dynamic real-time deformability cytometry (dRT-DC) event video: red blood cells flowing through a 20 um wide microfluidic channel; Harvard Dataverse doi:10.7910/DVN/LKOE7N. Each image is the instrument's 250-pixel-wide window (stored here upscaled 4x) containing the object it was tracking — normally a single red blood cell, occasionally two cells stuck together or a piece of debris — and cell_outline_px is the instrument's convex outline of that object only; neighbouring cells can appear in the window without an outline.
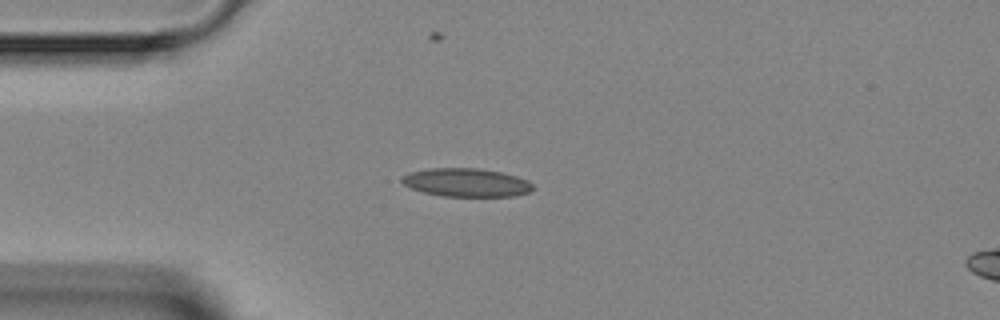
{"species": "Egyptian fruit bat (a non-hibernating species)", "species_latin": "Rousettus aegyptiacus", "temperature_condition": "room temperature", "stored_images_in_passage": 5, "camera_frame_rate_fps": 3000, "um_per_image_px": 0.085, "animal": {"sex": "female"}, "frame": {"image": 1, "passage_image": 3, "time_ms": 2.667, "image_size_px": [1000, 320], "cell_outline_px": [[536, 188], [528, 192], [516, 196], [440, 196], [424, 192], [412, 188], [404, 184], [400, 180], [400, 176], [408, 172], [428, 168], [476, 168], [500, 172], [516, 176], [528, 180]], "centroid_in_image_um": [39.62, 15.51], "position_along_channel_um": 45.4, "area_um2": 21.79}}